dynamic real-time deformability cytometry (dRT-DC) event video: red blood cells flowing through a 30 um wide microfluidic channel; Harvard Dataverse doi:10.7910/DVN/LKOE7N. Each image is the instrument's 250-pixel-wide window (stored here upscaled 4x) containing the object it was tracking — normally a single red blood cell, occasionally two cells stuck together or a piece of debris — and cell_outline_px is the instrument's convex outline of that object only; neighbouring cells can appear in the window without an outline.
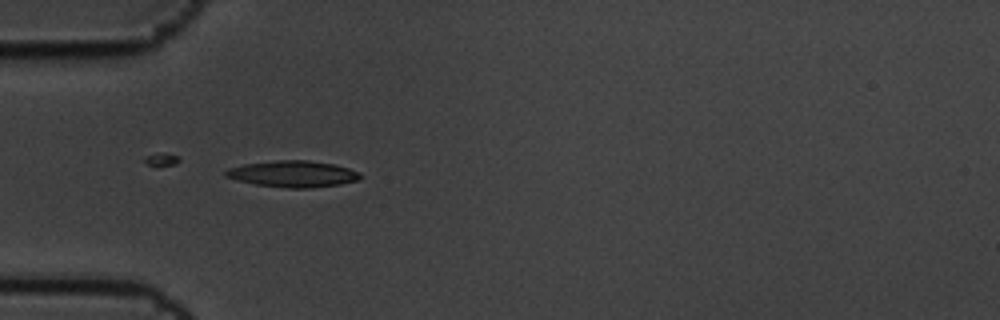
{"species": "common noctule bat (a hibernating species)", "species_latin": "Nyctalus noctula", "temperature_condition": "cold", "stored_images_in_passage": 6, "camera_frame_rate_fps": 3000, "um_per_image_px": 0.085, "animal": {"sex": "male", "body_mass_g": 19.5, "forearm_length_mm": 54.6}, "frame": {"image": 1, "passage_image": 4, "time_ms": 1.0, "image_size_px": [1000, 320], "cell_outline_px": [[364, 176], [360, 180], [340, 184], [312, 188], [288, 188], [256, 184], [236, 180], [224, 176], [224, 172], [228, 168], [244, 164], [276, 160], [308, 160], [332, 164], [348, 168], [360, 172]], "centroid_in_image_um": [24.92, 14.78], "position_along_channel_um": 60.1, "area_um2": 20.81}}
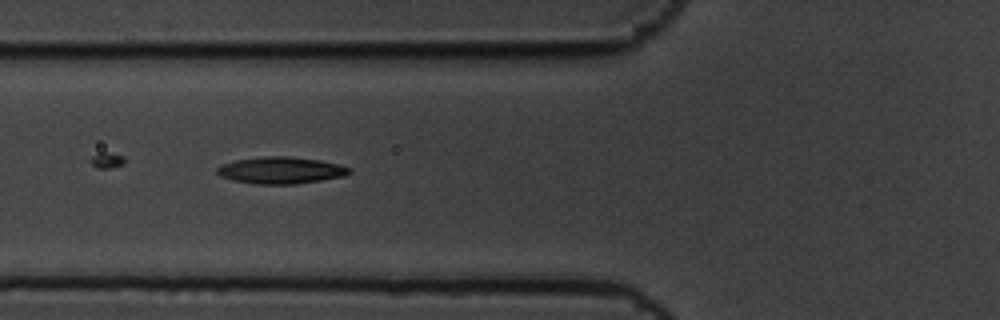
{"frame": {"image": 2, "passage_image": 5, "time_ms": 1.333, "image_size_px": [1000, 320], "cell_outline_px": [[352, 172], [344, 176], [296, 184], [256, 184], [232, 180], [220, 176], [216, 172], [216, 168], [220, 164], [236, 160], [264, 156], [288, 156], [320, 160], [340, 164], [352, 168]], "centroid_in_image_um": [23.87, 14.47], "position_along_channel_um": 101.9, "area_um2": 20.81}}
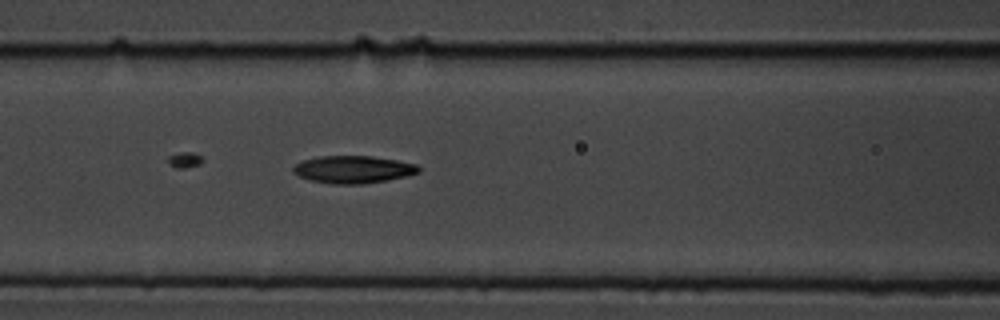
{"frame": {"image": 3, "passage_image": 6, "time_ms": 1.667, "image_size_px": [1000, 320], "cell_outline_px": [[420, 172], [408, 176], [388, 180], [360, 184], [332, 184], [308, 180], [296, 176], [292, 172], [292, 168], [296, 164], [304, 160], [320, 156], [372, 156], [396, 160], [416, 164], [420, 168]], "centroid_in_image_um": [30.0, 14.41], "position_along_channel_um": 136.6, "area_um2": 20.23}}